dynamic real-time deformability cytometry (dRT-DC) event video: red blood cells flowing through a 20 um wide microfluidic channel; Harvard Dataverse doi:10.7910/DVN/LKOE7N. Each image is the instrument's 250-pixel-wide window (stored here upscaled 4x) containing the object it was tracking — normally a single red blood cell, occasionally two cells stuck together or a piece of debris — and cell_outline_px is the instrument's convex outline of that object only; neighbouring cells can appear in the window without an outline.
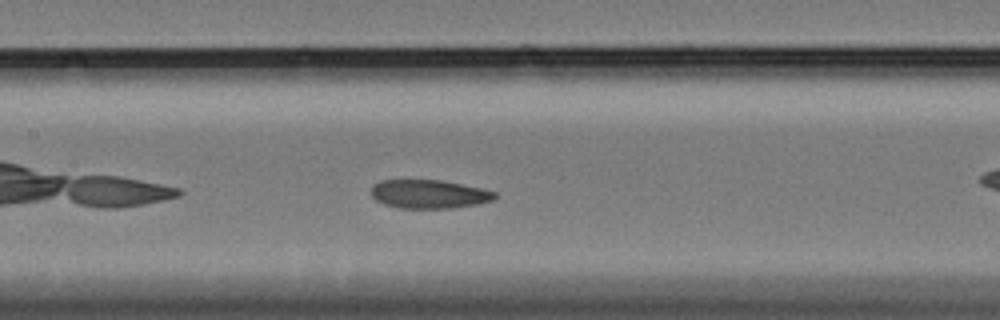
{"species": "Egyptian fruit bat (a non-hibernating species)", "species_latin": "Rousettus aegyptiacus", "temperature_condition": "cold", "stored_images_in_passage": 44, "camera_frame_rate_fps": 3000, "um_per_image_px": 0.085, "animal": {"sex": "female"}, "frame": {"image": 1, "passage_image": 17, "time_ms": 5.333, "image_size_px": [1000, 320], "cell_outline_px": [[496, 196], [492, 200], [476, 204], [452, 208], [400, 208], [384, 204], [376, 200], [372, 196], [372, 184], [380, 180], [440, 180], [480, 188], [496, 192]], "centroid_in_image_um": [36.43, 16.49], "position_along_channel_um": 171.0, "area_um2": 20.46}, "authors_computed_cell_mechanics": {"area_um2": 21.0392, "velocity_mm_per_s": 3.2532, "shape_relaxation_time_tau1_ms": null, "shape_relaxation_time_tau2_ms": 3.58, "deformation_change_tau1": null, "deformation_change_tau2": 0.0726}}